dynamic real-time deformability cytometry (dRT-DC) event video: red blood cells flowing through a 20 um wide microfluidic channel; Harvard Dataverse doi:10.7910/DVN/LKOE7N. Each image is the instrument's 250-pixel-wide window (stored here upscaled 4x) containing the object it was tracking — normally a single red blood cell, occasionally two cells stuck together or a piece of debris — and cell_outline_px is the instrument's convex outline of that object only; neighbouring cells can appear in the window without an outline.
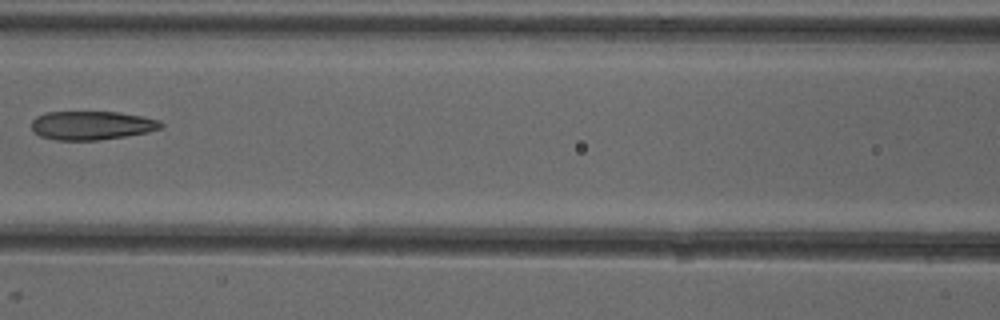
{"species": "common noctule bat (a hibernating species)", "species_latin": "Nyctalus noctula", "temperature_condition": "cold", "stored_images_in_passage": 8, "camera_frame_rate_fps": 3000, "um_per_image_px": 0.085, "animal": {"sex": "female"}, "frame": {"image": 1, "passage_image": 7, "time_ms": 7.0, "image_size_px": [1000, 320], "cell_outline_px": [[164, 124], [160, 128], [148, 132], [124, 136], [96, 140], [56, 140], [40, 136], [32, 128], [32, 120], [36, 116], [44, 112], [120, 112], [160, 120]], "centroid_in_image_um": [7.79, 10.65], "position_along_channel_um": 158.8, "area_um2": 21.56}}
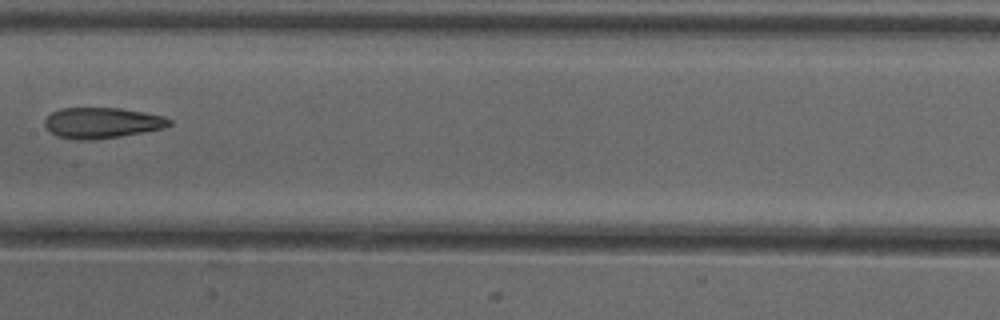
{"frame": {"image": 2, "passage_image": 8, "time_ms": 8.0, "image_size_px": [1000, 320], "cell_outline_px": [[172, 124], [164, 128], [144, 132], [120, 136], [92, 140], [80, 140], [56, 136], [44, 124], [44, 120], [52, 112], [60, 108], [120, 108], [144, 112], [164, 116], [172, 120]], "centroid_in_image_um": [8.69, 10.44], "position_along_channel_um": 198.7, "area_um2": 22.31}}